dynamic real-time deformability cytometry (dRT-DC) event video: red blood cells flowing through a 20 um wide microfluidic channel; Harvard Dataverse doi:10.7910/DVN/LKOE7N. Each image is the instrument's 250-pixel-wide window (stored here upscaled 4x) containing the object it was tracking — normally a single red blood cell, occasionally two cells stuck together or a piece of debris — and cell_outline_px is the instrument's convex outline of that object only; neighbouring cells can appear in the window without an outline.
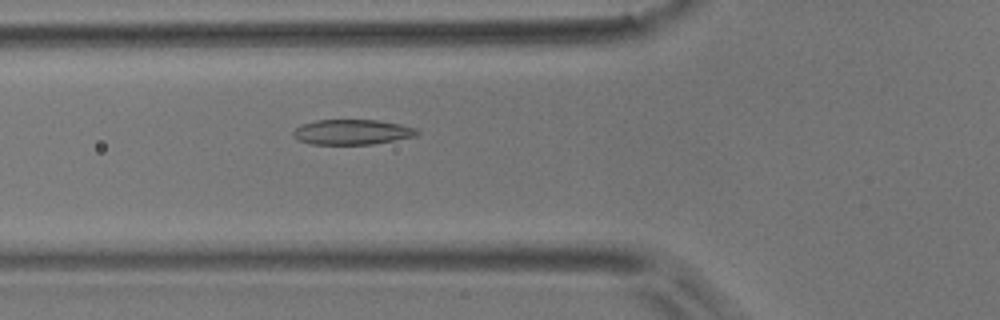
{"species": "common noctule bat (a hibernating species)", "species_latin": "Nyctalus noctula", "temperature_condition": "room temperature", "stored_images_in_passage": 19, "camera_frame_rate_fps": 3000, "um_per_image_px": 0.085, "animal": {"sex": "male", "body_mass_g": 17.9}, "frame": {"image": 1, "passage_image": 19, "time_ms": 6.0, "image_size_px": [1000, 320], "cell_outline_px": [[420, 132], [416, 136], [396, 140], [372, 144], [312, 144], [296, 140], [292, 136], [292, 132], [300, 124], [316, 120], [376, 120], [400, 124], [416, 128]], "centroid_in_image_um": [29.9, 11.22], "position_along_channel_um": 95.9, "area_um2": 18.26}}